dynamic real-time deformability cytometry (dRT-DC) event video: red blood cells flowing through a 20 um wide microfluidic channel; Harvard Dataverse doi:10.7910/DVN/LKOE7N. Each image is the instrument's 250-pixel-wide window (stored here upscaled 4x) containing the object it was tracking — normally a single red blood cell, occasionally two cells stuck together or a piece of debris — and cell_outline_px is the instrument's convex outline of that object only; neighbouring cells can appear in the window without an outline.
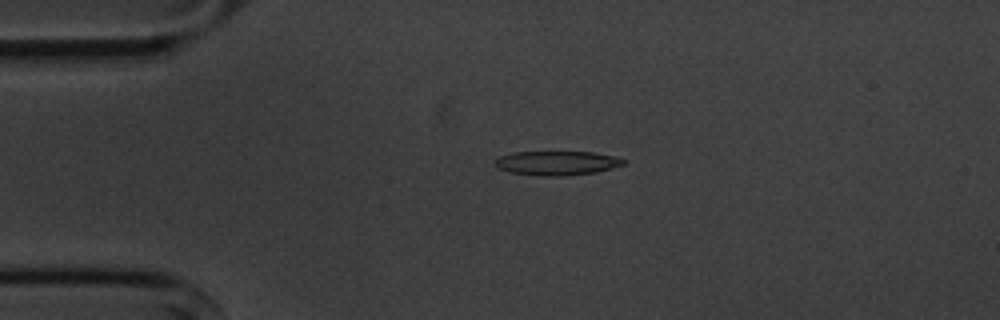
{"species": "common noctule bat (a hibernating species)", "species_latin": "Nyctalus noctula", "temperature_condition": "cold", "stored_images_in_passage": 4, "camera_frame_rate_fps": 3000, "um_per_image_px": 0.085, "animal": {"sex": "male", "body_mass_g": 20.1, "forearm_length_mm": 53.5}, "frame": {"image": 1, "passage_image": 4, "time_ms": 3.667, "image_size_px": [1000, 320], "cell_outline_px": [[624, 164], [596, 172], [564, 176], [544, 176], [508, 172], [496, 168], [496, 160], [500, 156], [512, 152], [592, 152], [612, 156], [624, 160]], "centroid_in_image_um": [47.28, 13.86], "position_along_channel_um": 37.7, "area_um2": 17.92}}